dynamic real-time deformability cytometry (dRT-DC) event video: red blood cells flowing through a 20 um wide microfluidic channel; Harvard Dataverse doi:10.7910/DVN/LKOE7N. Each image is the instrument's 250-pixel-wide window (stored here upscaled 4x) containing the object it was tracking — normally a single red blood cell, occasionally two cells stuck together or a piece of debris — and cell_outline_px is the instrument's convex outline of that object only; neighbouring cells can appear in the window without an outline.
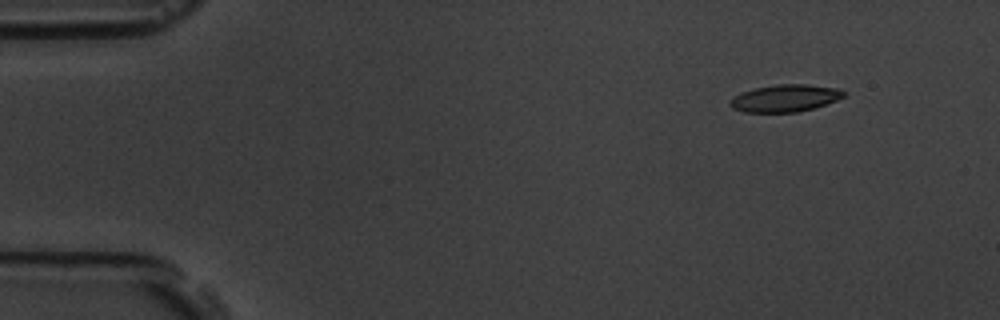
{"species": "common noctule bat (a hibernating species)", "species_latin": "Nyctalus noctula", "temperature_condition": "room temperature", "stored_images_in_passage": 6, "segment_of_instrument_passage": [1, 2], "camera_frame_rate_fps": 3000, "um_per_image_px": 0.085, "animal": {"sex": "male", "body_mass_g": 19.5, "forearm_length_mm": 54.6}, "frame": {"image": 1, "passage_image": 2, "time_ms": 1.333, "image_size_px": [1000, 320], "cell_outline_px": [[844, 96], [836, 100], [812, 108], [796, 112], [744, 112], [732, 108], [728, 104], [732, 96], [756, 88], [780, 84], [808, 84], [840, 88], [844, 92]], "centroid_in_image_um": [66.71, 8.34], "position_along_channel_um": 18.3, "area_um2": 17.86}}